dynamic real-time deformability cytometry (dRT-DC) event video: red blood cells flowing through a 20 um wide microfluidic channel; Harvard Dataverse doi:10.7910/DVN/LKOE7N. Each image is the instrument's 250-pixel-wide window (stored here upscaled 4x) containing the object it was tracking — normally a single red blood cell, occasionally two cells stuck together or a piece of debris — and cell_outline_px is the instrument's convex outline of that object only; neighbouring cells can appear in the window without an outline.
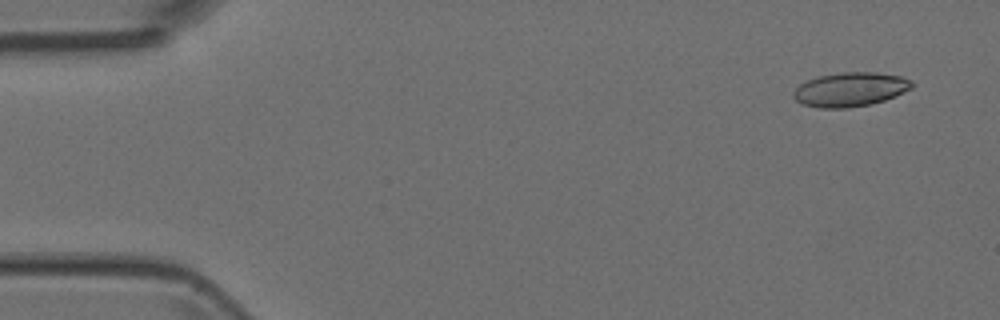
{"species": "Egyptian fruit bat (a non-hibernating species)", "species_latin": "Rousettus aegyptiacus", "temperature_condition": "room temperature", "stored_images_in_passage": 4, "camera_frame_rate_fps": 3000, "um_per_image_px": 0.085, "animal": {"sex": "female"}, "frame": {"image": 1, "passage_image": 1, "time_ms": 0.0, "image_size_px": [1000, 320], "cell_outline_px": [[916, 84], [912, 88], [884, 100], [872, 104], [848, 108], [816, 108], [804, 104], [796, 100], [792, 96], [792, 92], [800, 84], [808, 80], [820, 76], [840, 72], [876, 72], [904, 76], [912, 80]], "centroid_in_image_um": [72.3, 7.6], "position_along_channel_um": 12.7, "area_um2": 23.76}}
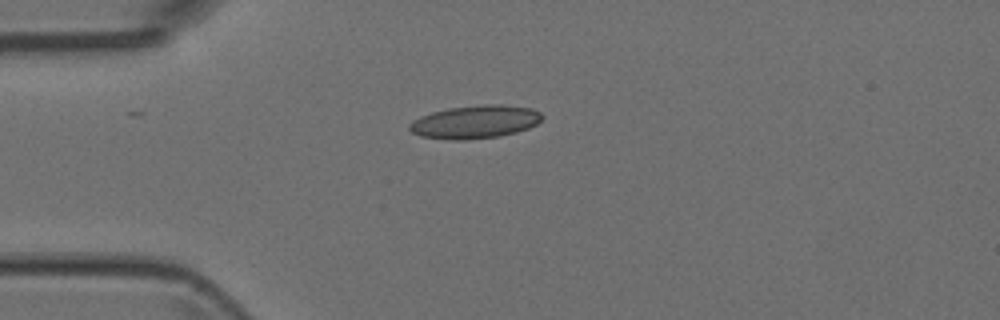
{"frame": {"image": 2, "passage_image": 4, "time_ms": 1.0, "image_size_px": [1000, 320], "cell_outline_px": [[544, 116], [536, 124], [528, 128], [516, 132], [500, 136], [464, 140], [452, 140], [420, 136], [412, 132], [408, 128], [408, 124], [412, 120], [420, 116], [432, 112], [448, 108], [484, 104], [500, 104], [532, 108], [540, 112]], "centroid_in_image_um": [40.37, 10.36], "position_along_channel_um": 44.6, "area_um2": 25.72}}